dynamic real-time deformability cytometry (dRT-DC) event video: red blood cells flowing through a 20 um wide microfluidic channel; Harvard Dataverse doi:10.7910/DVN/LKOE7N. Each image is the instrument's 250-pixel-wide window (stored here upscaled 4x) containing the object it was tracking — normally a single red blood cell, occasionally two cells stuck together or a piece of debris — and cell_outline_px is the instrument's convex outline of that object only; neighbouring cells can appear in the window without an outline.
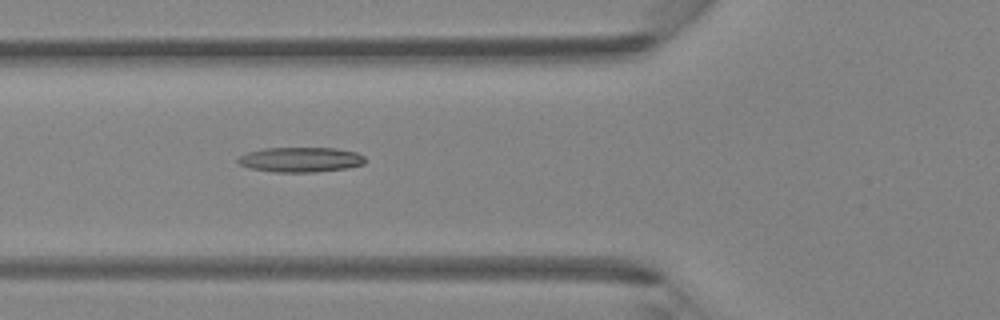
{"species": "Egyptian fruit bat (a non-hibernating species)", "species_latin": "Rousettus aegyptiacus", "temperature_condition": "room temperature", "stored_images_in_passage": 6, "camera_frame_rate_fps": 3000, "um_per_image_px": 0.085, "animal": {"sex": "female"}, "frame": {"image": 1, "passage_image": 6, "time_ms": 5.667, "image_size_px": [1000, 320], "cell_outline_px": [[364, 164], [348, 168], [316, 172], [272, 172], [248, 168], [240, 164], [236, 160], [240, 156], [248, 152], [264, 148], [336, 148], [356, 152], [364, 156]], "centroid_in_image_um": [25.54, 13.57], "position_along_channel_um": 100.3, "area_um2": 18.55}}